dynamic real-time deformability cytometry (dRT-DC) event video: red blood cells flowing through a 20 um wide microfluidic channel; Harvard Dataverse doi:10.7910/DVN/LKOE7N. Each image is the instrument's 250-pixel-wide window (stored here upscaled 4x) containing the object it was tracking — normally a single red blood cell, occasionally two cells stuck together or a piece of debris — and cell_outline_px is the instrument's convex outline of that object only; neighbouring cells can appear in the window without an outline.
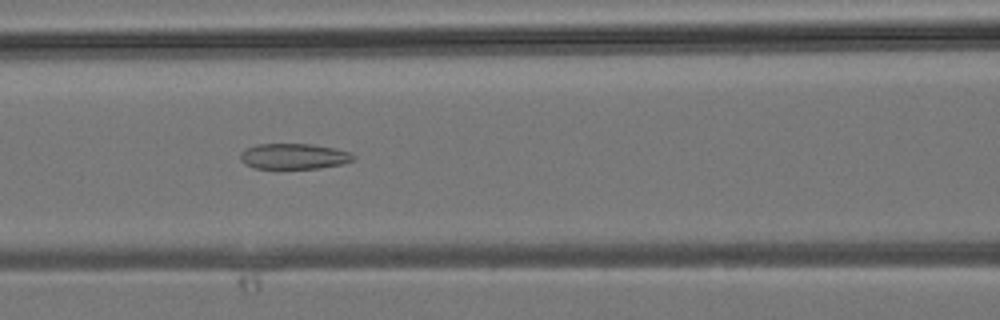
{"species": "common noctule bat (a hibernating species)", "species_latin": "Nyctalus noctula", "temperature_condition": "room temperature", "stored_images_in_passage": 29, "camera_frame_rate_fps": 3000, "um_per_image_px": 0.085, "animal": {"sex": "male", "body_mass_g": 19.2, "forearm_length_mm": 51.8}, "frame": {"image": 1, "passage_image": 8, "time_ms": 2.333, "image_size_px": [1000, 320], "cell_outline_px": [[356, 160], [340, 164], [320, 168], [256, 168], [244, 164], [240, 160], [240, 152], [256, 144], [312, 144], [332, 148], [348, 152], [356, 156]], "centroid_in_image_um": [24.97, 13.29], "position_along_channel_um": 141.6, "area_um2": 16.76}}
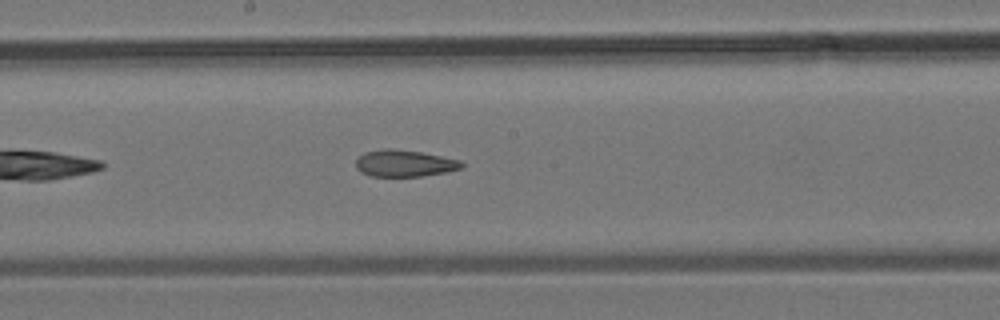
{"frame": {"image": 2, "passage_image": 12, "time_ms": 3.667, "image_size_px": [1000, 320], "cell_outline_px": [[464, 168], [444, 172], [420, 176], [368, 176], [360, 172], [356, 168], [356, 160], [364, 152], [384, 148], [392, 148], [420, 152], [460, 160], [464, 164]], "centroid_in_image_um": [34.35, 13.88], "position_along_channel_um": 213.9, "area_um2": 16.47}}
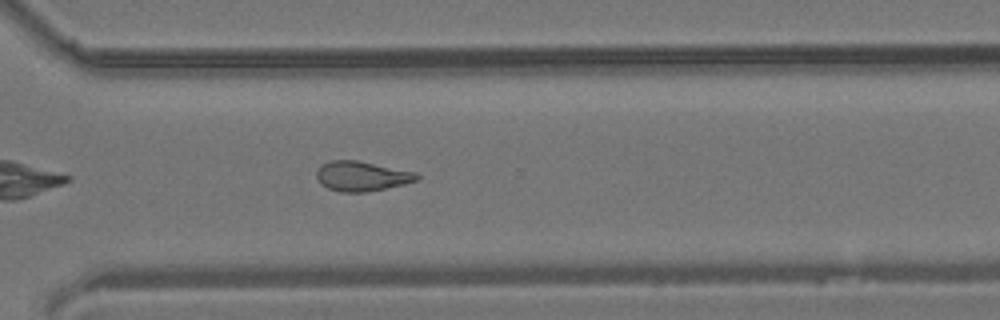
{"frame": {"image": 3, "passage_image": 19, "time_ms": 6.0, "image_size_px": [1000, 320], "cell_outline_px": [[420, 180], [404, 184], [364, 192], [340, 192], [328, 188], [320, 184], [316, 176], [316, 172], [324, 164], [332, 160], [356, 160], [416, 172], [420, 176]], "centroid_in_image_um": [30.77, 14.98], "position_along_channel_um": 339.8, "area_um2": 17.28}}